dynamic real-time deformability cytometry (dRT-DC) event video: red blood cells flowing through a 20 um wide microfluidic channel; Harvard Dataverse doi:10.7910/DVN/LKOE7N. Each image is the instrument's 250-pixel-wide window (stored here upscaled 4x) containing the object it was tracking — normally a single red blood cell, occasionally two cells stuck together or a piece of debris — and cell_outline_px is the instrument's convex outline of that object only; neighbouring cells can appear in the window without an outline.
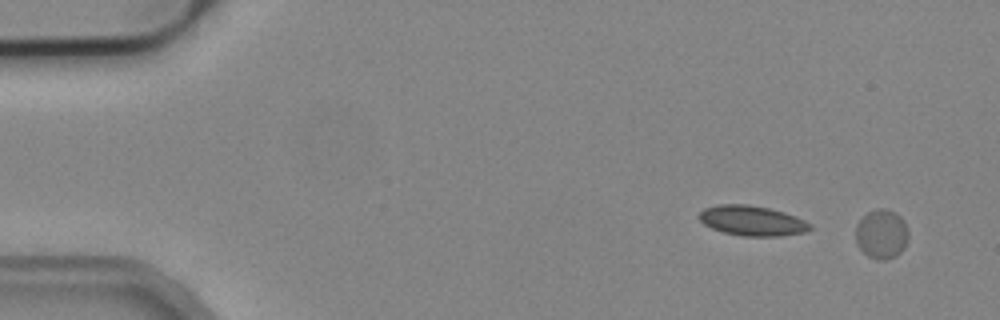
{"species": "common noctule bat (a hibernating species)", "species_latin": "Nyctalus noctula", "temperature_condition": "cold", "stored_images_in_passage": 44, "camera_frame_rate_fps": 3000, "um_per_image_px": 0.085, "animal": {"sex": "male", "body_mass_g": 19.2, "forearm_length_mm": 51.8}, "frame": {"image": 1, "passage_image": 3, "time_ms": 0.667, "image_size_px": [1000, 320], "cell_outline_px": [[908, 240], [904, 248], [896, 256], [884, 260], [880, 260], [868, 256], [856, 244], [856, 224], [868, 212], [876, 208], [884, 208], [896, 212], [904, 220], [908, 232]], "centroid_in_image_um": [74.94, 19.88], "position_along_channel_um": 10.1, "area_um2": 15.26}}
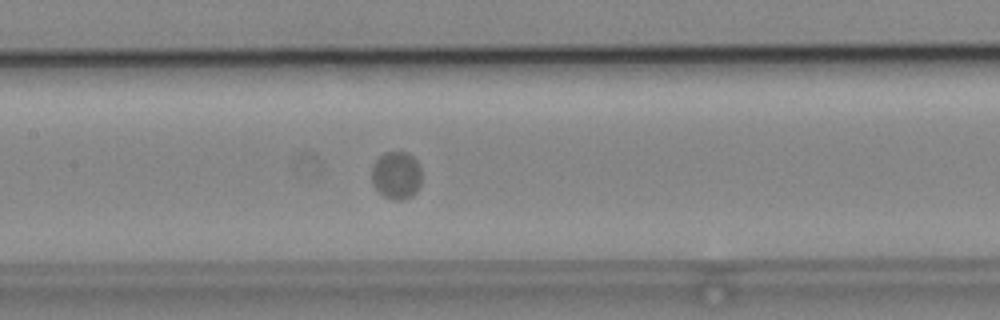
{"frame": {"image": 2, "passage_image": 27, "time_ms": 8.667, "image_size_px": [1000, 320], "cell_outline_px": [[420, 184], [416, 192], [412, 196], [404, 200], [392, 200], [384, 196], [372, 184], [372, 164], [384, 152], [408, 152], [420, 164]], "centroid_in_image_um": [33.69, 14.9], "position_along_channel_um": 173.7, "area_um2": 13.99}}
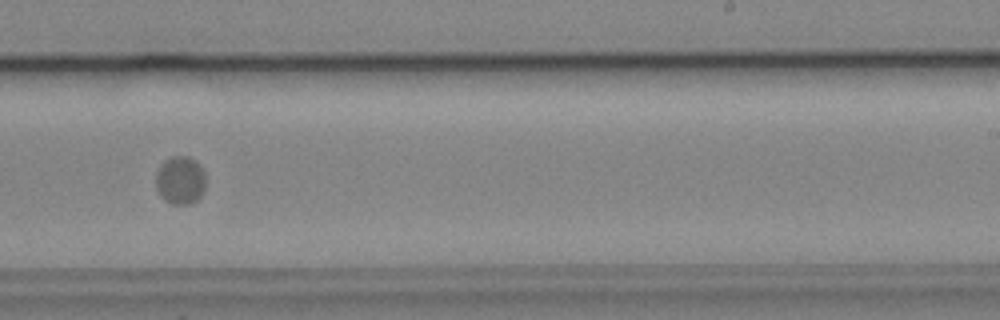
{"frame": {"image": 3, "passage_image": 35, "time_ms": 11.333, "image_size_px": [1000, 320], "cell_outline_px": [[204, 192], [196, 200], [188, 204], [172, 204], [164, 200], [160, 196], [156, 188], [156, 172], [160, 164], [164, 160], [172, 156], [188, 156], [196, 160], [200, 164], [204, 172]], "centroid_in_image_um": [15.31, 15.3], "position_along_channel_um": 273.7, "area_um2": 14.16}}